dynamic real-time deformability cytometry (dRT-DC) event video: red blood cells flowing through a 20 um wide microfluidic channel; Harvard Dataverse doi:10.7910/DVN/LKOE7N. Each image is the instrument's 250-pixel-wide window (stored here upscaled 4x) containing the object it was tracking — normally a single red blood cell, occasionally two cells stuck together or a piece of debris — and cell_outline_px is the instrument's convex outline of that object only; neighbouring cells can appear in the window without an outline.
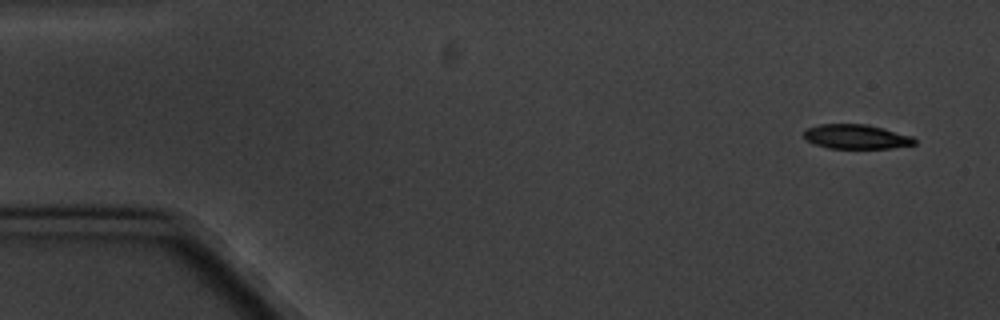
{"species": "common noctule bat (a hibernating species)", "species_latin": "Nyctalus noctula", "temperature_condition": "cold", "stored_images_in_passage": 4, "camera_frame_rate_fps": 3000, "um_per_image_px": 0.085, "animal": {"sex": "male", "body_mass_g": 20.1, "forearm_length_mm": 53.5}, "frame": {"image": 1, "passage_image": 1, "time_ms": 0.0, "image_size_px": [1000, 320], "cell_outline_px": [[916, 144], [892, 148], [828, 148], [812, 144], [804, 140], [804, 132], [808, 128], [820, 124], [864, 124], [912, 136], [916, 140]], "centroid_in_image_um": [72.73, 11.63], "position_along_channel_um": 12.3, "area_um2": 15.66}}
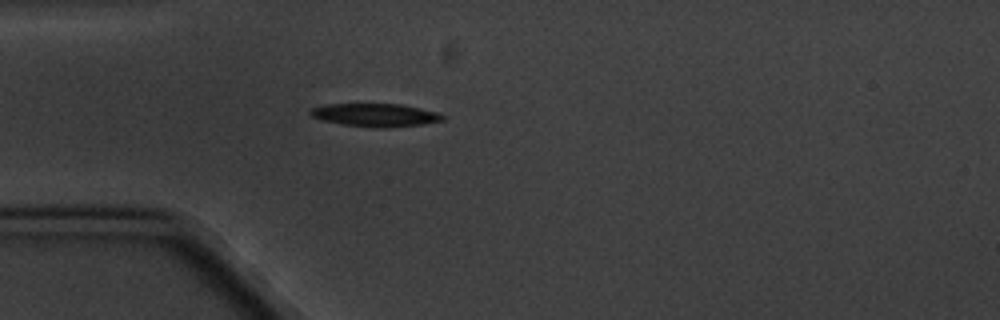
{"frame": {"image": 2, "passage_image": 4, "time_ms": 4.333, "image_size_px": [1000, 320], "cell_outline_px": [[444, 120], [420, 124], [384, 128], [344, 124], [324, 120], [312, 116], [308, 112], [312, 108], [324, 104], [400, 104], [420, 108], [436, 112], [444, 116]], "centroid_in_image_um": [31.89, 9.76], "position_along_channel_um": 53.1, "area_um2": 17.4}}